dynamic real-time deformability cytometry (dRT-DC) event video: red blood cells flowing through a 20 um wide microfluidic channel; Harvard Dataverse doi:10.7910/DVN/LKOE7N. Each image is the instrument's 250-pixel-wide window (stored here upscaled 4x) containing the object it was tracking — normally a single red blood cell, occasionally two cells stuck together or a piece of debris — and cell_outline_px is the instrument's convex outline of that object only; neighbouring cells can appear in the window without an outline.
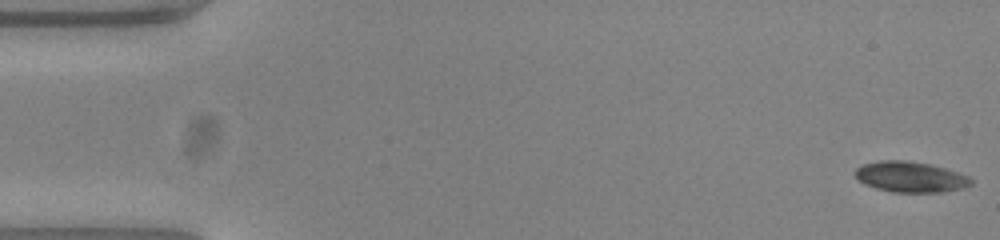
{"species": "common noctule bat (a hibernating species)", "species_latin": "Nyctalus noctula", "temperature_condition": "warm", "stored_images_in_passage": 54, "camera_frame_rate_fps": 3000, "um_per_image_px": 0.085, "animal": {"sex": "female", "body_mass_g": 23.0, "forearm_length_mm": 53.4}, "frame": {"image": 1, "passage_image": 1, "time_ms": 0.0, "image_size_px": [1000, 240], "cell_outline_px": [[972, 184], [964, 188], [944, 192], [892, 192], [876, 188], [864, 184], [852, 172], [856, 168], [864, 164], [880, 160], [904, 160], [928, 164], [944, 168], [968, 176], [972, 180]], "centroid_in_image_um": [77.37, 15.04], "position_along_channel_um": 7.6, "area_um2": 20.63}}
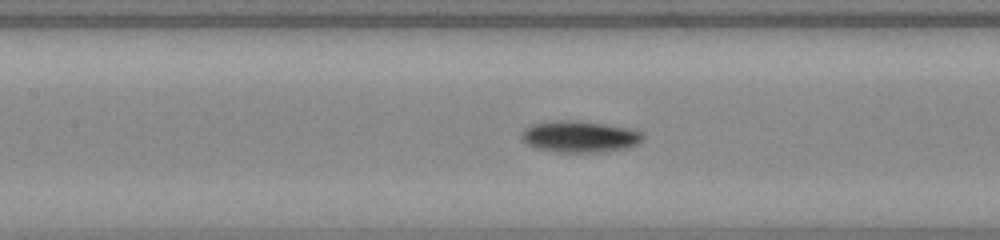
{"frame": {"image": 2, "passage_image": 24, "time_ms": 7.667, "image_size_px": [1000, 240], "cell_outline_px": [[644, 140], [636, 144], [624, 148], [596, 152], [560, 152], [536, 148], [528, 144], [520, 136], [532, 124], [556, 120], [576, 120], [604, 124], [628, 128], [640, 132], [644, 136]], "centroid_in_image_um": [49.28, 11.6], "position_along_channel_um": 158.1, "area_um2": 21.85}}
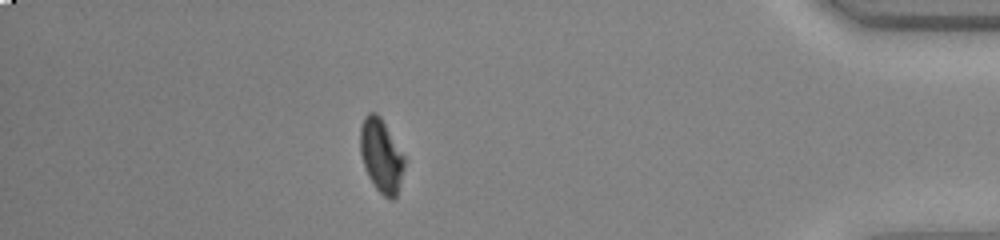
{"frame": {"image": 3, "passage_image": 47, "time_ms": 15.333, "image_size_px": [1000, 240], "cell_outline_px": [[404, 168], [396, 196], [392, 200], [388, 200], [376, 188], [368, 176], [360, 152], [360, 128], [364, 116], [368, 112], [376, 112], [380, 116], [404, 156]], "centroid_in_image_um": [32.38, 13.22], "position_along_channel_um": 402.8, "area_um2": 18.67}, "authors_computed_cell_mechanics": {"area_um2": 20.6346, "velocity_mm_per_s": 3.7999, "shape_relaxation_time_tau1_ms": 2.7701, "shape_relaxation_time_tau2_ms": 6.6049, "deformation_change_tau1": 0.1398, "deformation_change_tau2": 0.1006}}